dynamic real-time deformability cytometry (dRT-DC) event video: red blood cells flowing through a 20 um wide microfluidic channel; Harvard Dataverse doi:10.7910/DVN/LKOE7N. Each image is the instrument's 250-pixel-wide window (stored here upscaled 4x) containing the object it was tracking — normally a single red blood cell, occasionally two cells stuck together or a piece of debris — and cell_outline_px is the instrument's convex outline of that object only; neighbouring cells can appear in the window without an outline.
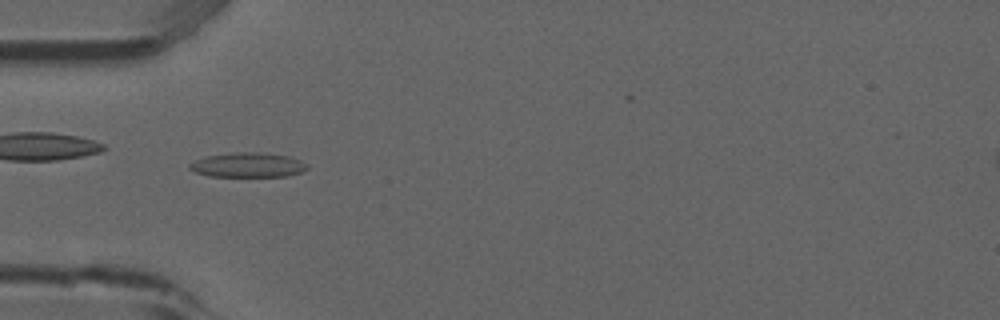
{"species": "common noctule bat (a hibernating species)", "species_latin": "Nyctalus noctula", "temperature_condition": "room temperature", "stored_images_in_passage": 6, "camera_frame_rate_fps": 3000, "um_per_image_px": 0.085, "animal": {"sex": "male", "forearm_length_mm": 52.5}, "frame": {"image": 1, "passage_image": 4, "time_ms": 1.0, "image_size_px": [1000, 320], "cell_outline_px": [[308, 168], [304, 172], [288, 176], [208, 176], [196, 172], [188, 168], [188, 164], [204, 156], [232, 152], [260, 152], [288, 156], [300, 160], [308, 164]], "centroid_in_image_um": [21.08, 14.02], "position_along_channel_um": 63.9, "area_um2": 17.05}}
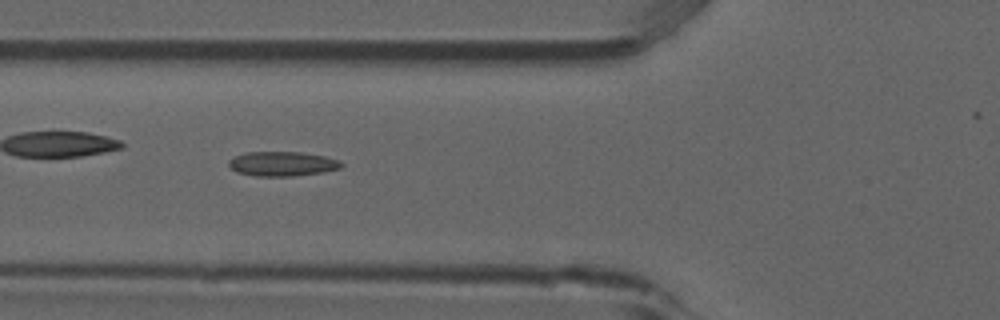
{"frame": {"image": 2, "passage_image": 5, "time_ms": 1.333, "image_size_px": [1000, 320], "cell_outline_px": [[344, 164], [340, 168], [324, 172], [292, 176], [256, 176], [236, 172], [228, 164], [228, 160], [244, 152], [300, 152], [324, 156], [340, 160]], "centroid_in_image_um": [24.0, 13.92], "position_along_channel_um": 101.8, "area_um2": 16.13}}
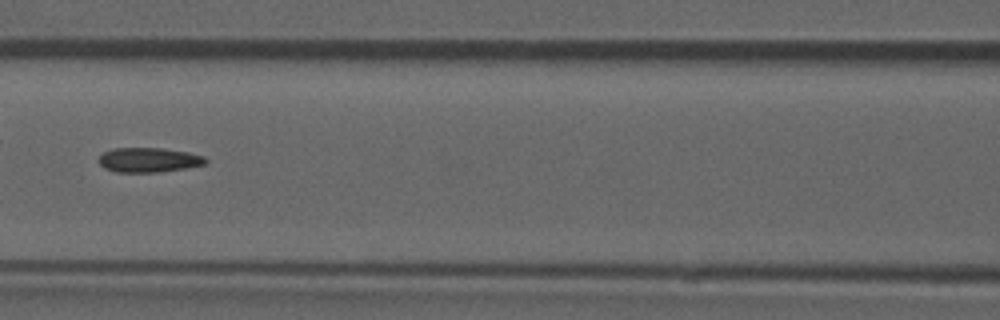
{"frame": {"image": 3, "passage_image": 6, "time_ms": 1.667, "image_size_px": [1000, 320], "cell_outline_px": [[208, 160], [204, 164], [184, 168], [156, 172], [116, 172], [104, 168], [100, 164], [100, 156], [104, 152], [116, 148], [160, 148], [188, 152], [204, 156]], "centroid_in_image_um": [12.64, 13.59], "position_along_channel_um": 154.0, "area_um2": 15.09}}